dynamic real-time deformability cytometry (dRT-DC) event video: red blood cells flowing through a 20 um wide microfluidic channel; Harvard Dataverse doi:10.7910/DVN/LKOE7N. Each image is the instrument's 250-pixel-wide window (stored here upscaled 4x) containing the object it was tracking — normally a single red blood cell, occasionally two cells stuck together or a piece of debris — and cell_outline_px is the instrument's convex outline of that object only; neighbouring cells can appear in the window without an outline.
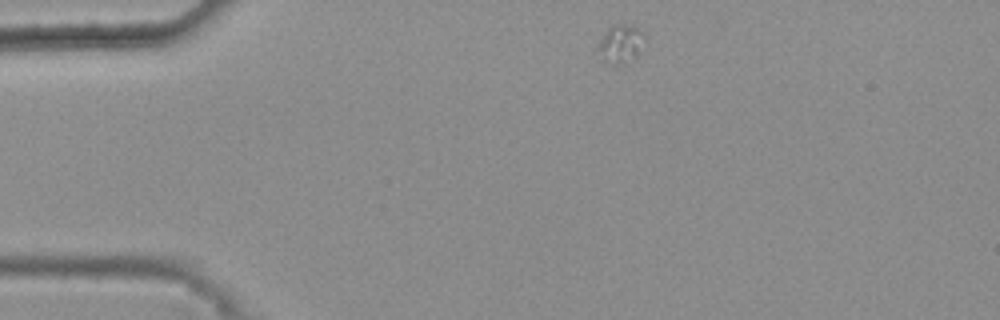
{"species": "common noctule bat (a hibernating species)", "species_latin": "Nyctalus noctula", "temperature_condition": "warm", "stored_images_in_passage": 40, "camera_frame_rate_fps": 3000, "um_per_image_px": 0.085, "animal": {"sex": "female", "body_mass_g": 25.1}, "frame": {"image": 1, "passage_image": 1, "time_ms": 0.0, "image_size_px": [1000, 320], "cell_outline_px": [[648, 40], [640, 52], [636, 56], [624, 64], [616, 64], [604, 60], [596, 48], [596, 44], [604, 32], [608, 28], [616, 24], [624, 24], [636, 28], [644, 32], [648, 36]], "centroid_in_image_um": [52.8, 3.71], "position_along_channel_um": 32.2, "area_um2": 10.69}}